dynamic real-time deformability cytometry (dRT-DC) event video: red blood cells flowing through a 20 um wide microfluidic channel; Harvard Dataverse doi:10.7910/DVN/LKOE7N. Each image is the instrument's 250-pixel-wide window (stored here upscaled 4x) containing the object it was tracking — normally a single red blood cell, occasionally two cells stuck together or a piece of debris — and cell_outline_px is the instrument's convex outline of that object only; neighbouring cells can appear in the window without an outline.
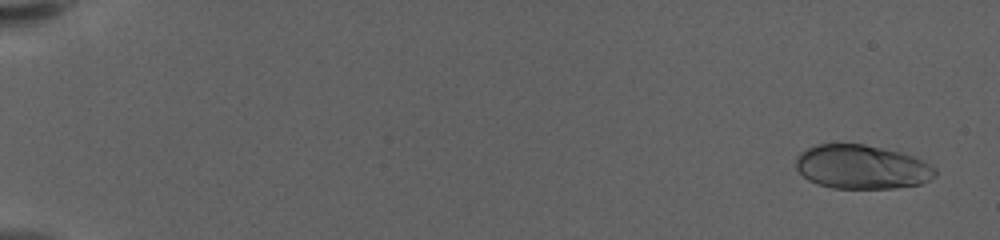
{"species": "human", "species_latin": "Homo sapiens", "temperature_condition": "warm", "stored_images_in_passage": 13, "camera_frame_rate_fps": 3000, "um_per_image_px": 0.085, "donor": {"sex": "female"}, "frame": {"image": 1, "passage_image": 2, "time_ms": 0.333, "image_size_px": [1000, 240], "cell_outline_px": [[936, 176], [920, 184], [896, 188], [832, 188], [808, 180], [796, 168], [796, 156], [800, 152], [816, 144], [864, 144], [900, 152], [912, 156], [936, 168]], "centroid_in_image_um": [73.24, 14.19], "position_along_channel_um": 11.8, "area_um2": 35.55}}
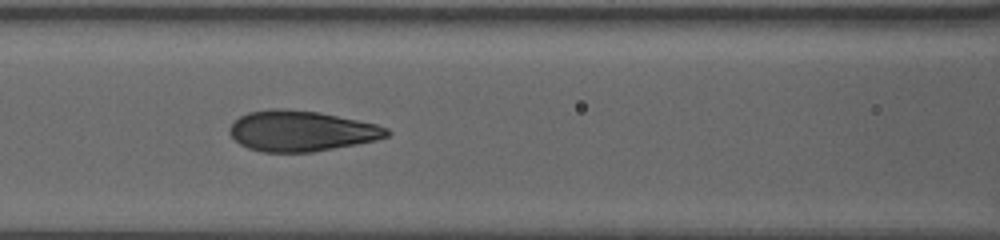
{"frame": {"image": 2, "passage_image": 12, "time_ms": 3.667, "image_size_px": [1000, 240], "cell_outline_px": [[392, 132], [388, 136], [376, 140], [356, 144], [312, 152], [260, 152], [248, 148], [240, 144], [228, 132], [228, 128], [240, 116], [248, 112], [272, 108], [280, 108], [320, 112], [376, 124], [388, 128]], "centroid_in_image_um": [25.6, 11.13], "position_along_channel_um": 141.0, "area_um2": 37.22}}
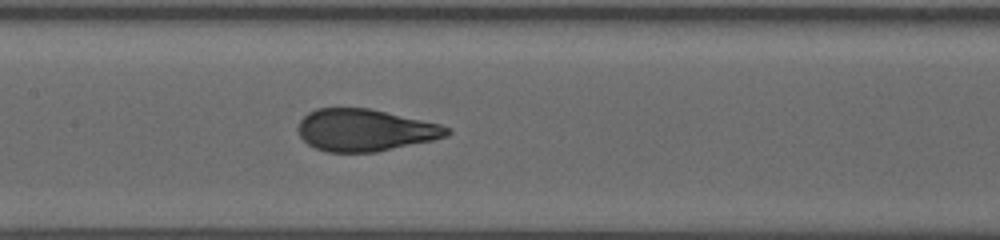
{"frame": {"image": 3, "passage_image": 13, "time_ms": 4.0, "image_size_px": [1000, 240], "cell_outline_px": [[452, 132], [448, 136], [432, 140], [376, 152], [328, 152], [316, 148], [308, 144], [300, 136], [296, 128], [300, 120], [308, 112], [316, 108], [368, 108], [440, 124], [448, 128]], "centroid_in_image_um": [31.0, 11.06], "position_along_channel_um": 176.4, "area_um2": 36.36}}